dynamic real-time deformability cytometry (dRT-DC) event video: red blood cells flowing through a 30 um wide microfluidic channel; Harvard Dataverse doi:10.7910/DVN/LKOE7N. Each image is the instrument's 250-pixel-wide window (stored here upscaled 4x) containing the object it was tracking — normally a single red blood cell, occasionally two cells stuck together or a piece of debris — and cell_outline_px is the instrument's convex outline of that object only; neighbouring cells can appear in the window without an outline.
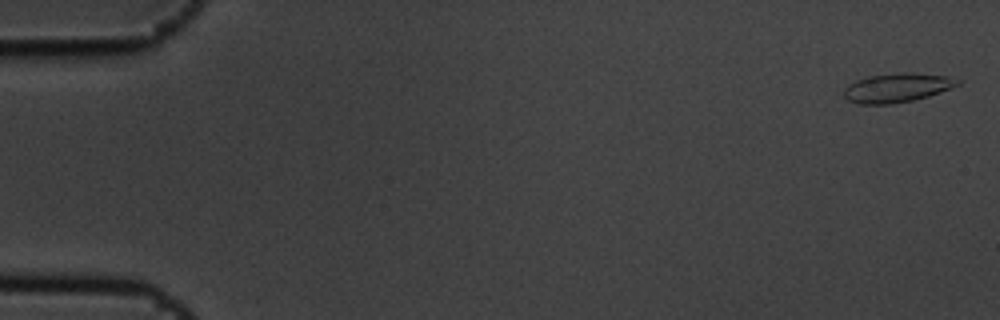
{"species": "common noctule bat (a hibernating species)", "species_latin": "Nyctalus noctula", "temperature_condition": "cold", "stored_images_in_passage": 9, "camera_frame_rate_fps": 3000, "um_per_image_px": 0.085, "animal": {"sex": "male", "body_mass_g": 19.5, "forearm_length_mm": 54.6}, "frame": {"image": 1, "passage_image": 1, "time_ms": 0.0, "image_size_px": [1000, 320], "cell_outline_px": [[960, 84], [952, 88], [928, 96], [912, 100], [888, 104], [860, 104], [848, 100], [844, 96], [844, 88], [848, 84], [856, 80], [868, 76], [900, 72], [916, 72], [948, 76], [960, 80]], "centroid_in_image_um": [76.26, 7.44], "position_along_channel_um": 8.7, "area_um2": 19.36}}
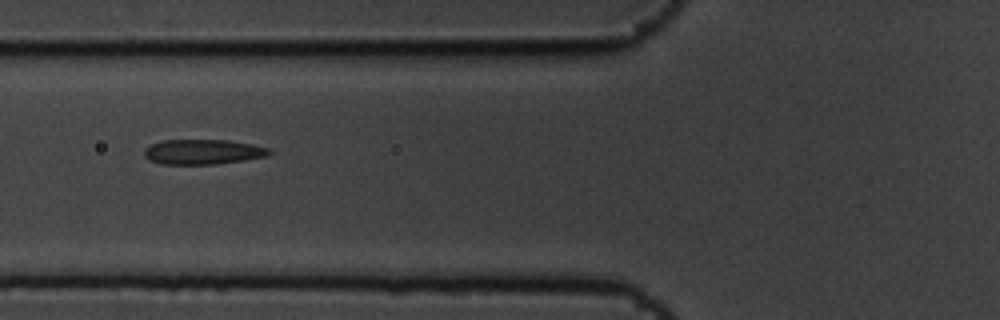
{"frame": {"image": 2, "passage_image": 7, "time_ms": 2.0, "image_size_px": [1000, 320], "cell_outline_px": [[272, 152], [268, 156], [244, 160], [216, 164], [160, 164], [148, 160], [144, 156], [144, 148], [160, 140], [228, 140], [252, 144], [268, 148]], "centroid_in_image_um": [17.22, 12.91], "position_along_channel_um": 108.6, "area_um2": 18.32}}
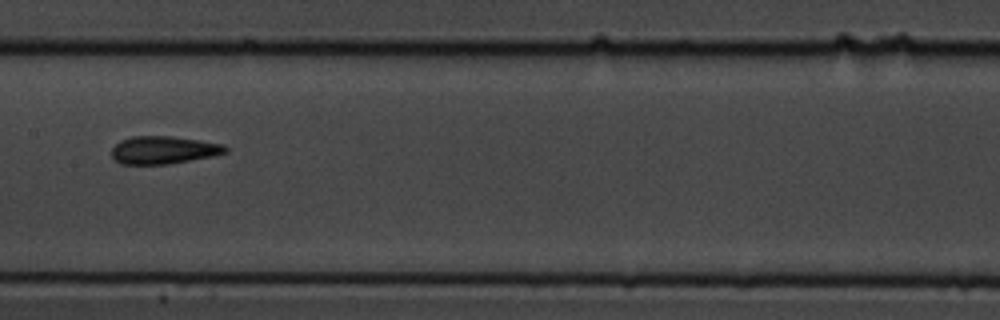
{"frame": {"image": 3, "passage_image": 9, "time_ms": 2.667, "image_size_px": [1000, 320], "cell_outline_px": [[228, 152], [216, 156], [168, 164], [120, 164], [112, 156], [112, 148], [120, 140], [132, 136], [172, 136], [200, 140], [224, 144], [228, 148]], "centroid_in_image_um": [13.94, 12.75], "position_along_channel_um": 193.5, "area_um2": 18.61}}